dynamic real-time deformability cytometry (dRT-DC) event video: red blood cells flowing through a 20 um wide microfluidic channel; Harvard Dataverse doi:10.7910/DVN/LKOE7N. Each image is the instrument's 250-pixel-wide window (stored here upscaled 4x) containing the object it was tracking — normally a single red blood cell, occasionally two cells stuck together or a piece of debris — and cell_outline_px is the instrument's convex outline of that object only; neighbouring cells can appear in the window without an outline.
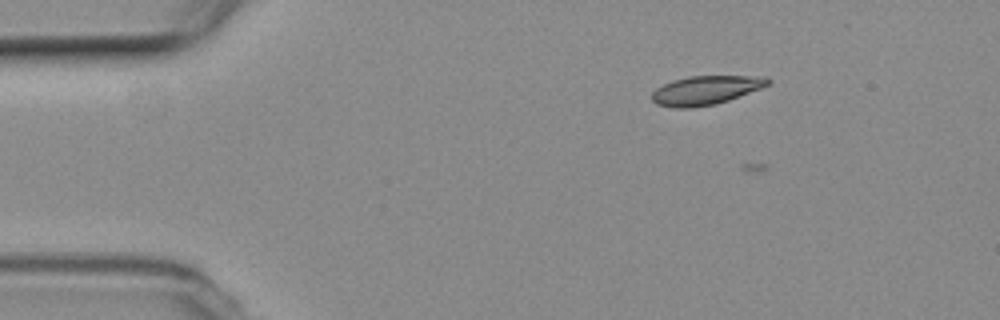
{"species": "common noctule bat (a hibernating species)", "species_latin": "Nyctalus noctula", "temperature_condition": "room temperature", "stored_images_in_passage": 9, "camera_frame_rate_fps": 3000, "um_per_image_px": 0.085, "animal": {"sex": "female", "body_mass_g": 19.3, "forearm_length_mm": 54.1}, "frame": {"image": 1, "passage_image": 5, "time_ms": 1.333, "image_size_px": [1000, 320], "cell_outline_px": [[772, 80], [768, 84], [760, 88], [728, 100], [716, 104], [688, 108], [676, 108], [656, 104], [652, 100], [652, 92], [656, 88], [672, 80], [688, 76], [764, 76]], "centroid_in_image_um": [59.95, 7.66], "position_along_channel_um": 25.0, "area_um2": 19.42}}